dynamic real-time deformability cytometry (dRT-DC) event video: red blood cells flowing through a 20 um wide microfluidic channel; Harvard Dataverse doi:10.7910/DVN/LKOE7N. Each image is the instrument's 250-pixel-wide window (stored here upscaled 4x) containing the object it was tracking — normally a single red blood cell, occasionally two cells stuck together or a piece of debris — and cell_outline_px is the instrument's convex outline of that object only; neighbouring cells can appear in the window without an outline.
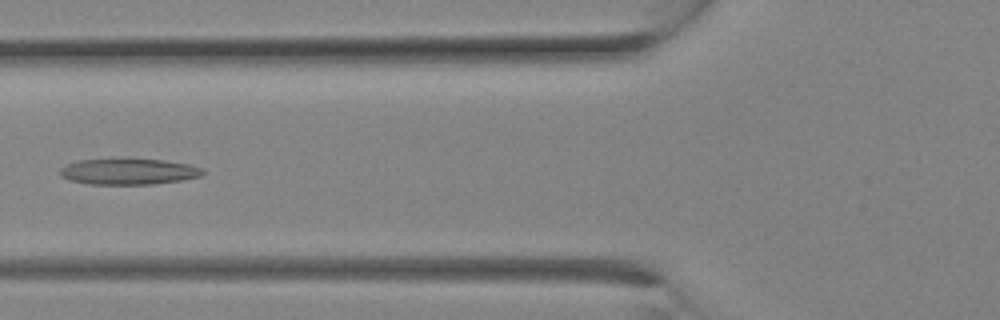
{"species": "Egyptian fruit bat (a non-hibernating species)", "species_latin": "Rousettus aegyptiacus", "temperature_condition": "room temperature", "stored_images_in_passage": 11, "camera_frame_rate_fps": 3000, "um_per_image_px": 0.085, "animal": {"sex": "female"}, "frame": {"image": 1, "passage_image": 10, "time_ms": 3.0, "image_size_px": [1000, 320], "cell_outline_px": [[204, 172], [200, 176], [180, 180], [152, 184], [88, 184], [68, 180], [60, 176], [60, 168], [76, 160], [128, 156], [160, 160], [188, 164], [200, 168]], "centroid_in_image_um": [10.84, 14.54], "position_along_channel_um": 115.0, "area_um2": 22.31}}